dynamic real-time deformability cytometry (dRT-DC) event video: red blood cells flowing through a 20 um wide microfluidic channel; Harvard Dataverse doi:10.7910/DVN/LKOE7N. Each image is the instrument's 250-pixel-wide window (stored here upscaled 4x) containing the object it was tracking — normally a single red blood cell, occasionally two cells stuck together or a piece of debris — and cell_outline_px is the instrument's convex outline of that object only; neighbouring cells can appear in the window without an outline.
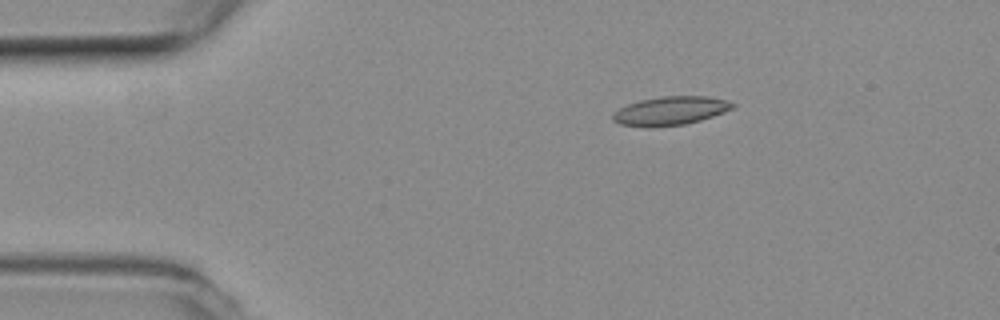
{"species": "common noctule bat (a hibernating species)", "species_latin": "Nyctalus noctula", "temperature_condition": "room temperature", "stored_images_in_passage": 5, "camera_frame_rate_fps": 3000, "um_per_image_px": 0.085, "animal": {"sex": "female", "body_mass_g": 19.3, "forearm_length_mm": 54.1}, "frame": {"image": 1, "passage_image": 2, "time_ms": 0.333, "image_size_px": [1000, 320], "cell_outline_px": [[736, 104], [732, 108], [712, 116], [700, 120], [684, 124], [648, 128], [620, 124], [612, 120], [612, 112], [628, 104], [640, 100], [664, 96], [708, 96], [728, 100]], "centroid_in_image_um": [56.95, 9.42], "position_along_channel_um": 28.1, "area_um2": 20.0}}
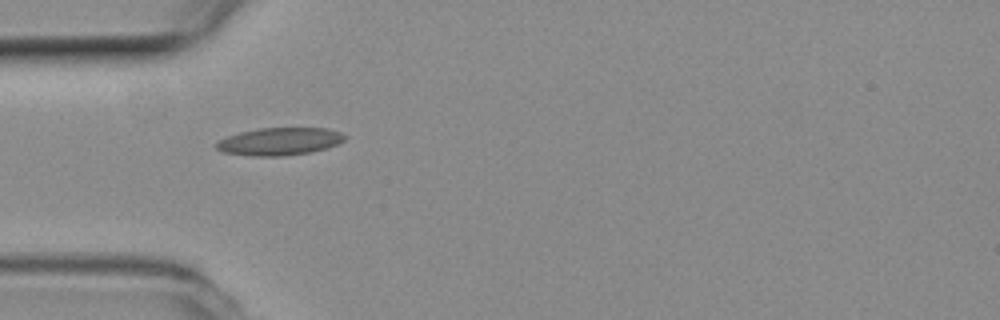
{"frame": {"image": 2, "passage_image": 4, "time_ms": 1.0, "image_size_px": [1000, 320], "cell_outline_px": [[344, 140], [328, 148], [312, 152], [280, 156], [248, 156], [224, 152], [216, 148], [216, 144], [220, 140], [228, 136], [240, 132], [260, 128], [328, 128], [340, 132], [344, 136]], "centroid_in_image_um": [23.76, 12.02], "position_along_channel_um": 61.2, "area_um2": 20.52}}
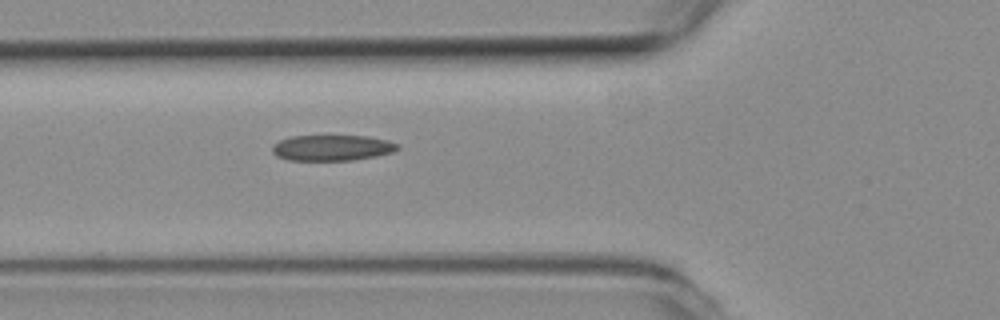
{"frame": {"image": 3, "passage_image": 5, "time_ms": 1.333, "image_size_px": [1000, 320], "cell_outline_px": [[400, 148], [392, 152], [376, 156], [352, 160], [288, 160], [276, 156], [272, 152], [272, 144], [280, 140], [292, 136], [368, 136], [388, 140], [400, 144]], "centroid_in_image_um": [28.23, 12.56], "position_along_channel_um": 97.6, "area_um2": 18.9}}